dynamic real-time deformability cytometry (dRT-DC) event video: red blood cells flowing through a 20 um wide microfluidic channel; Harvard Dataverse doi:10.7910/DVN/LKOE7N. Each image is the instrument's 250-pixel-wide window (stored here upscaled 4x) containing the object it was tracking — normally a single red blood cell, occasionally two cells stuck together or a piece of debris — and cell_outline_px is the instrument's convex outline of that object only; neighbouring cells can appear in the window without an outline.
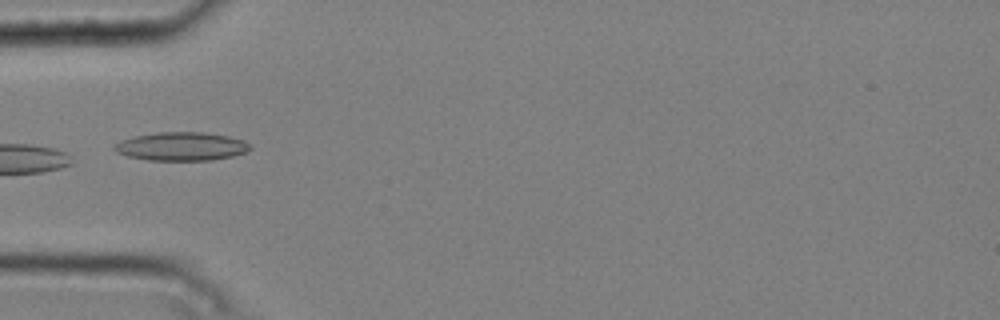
{"species": "common noctule bat (a hibernating species)", "species_latin": "Nyctalus noctula", "temperature_condition": "cold", "stored_images_in_passage": 7, "camera_frame_rate_fps": 3000, "um_per_image_px": 0.085, "animal": {"sex": "male", "body_mass_g": 20.4}, "frame": {"image": 1, "passage_image": 4, "time_ms": 1.0, "image_size_px": [1000, 320], "cell_outline_px": [[252, 148], [248, 152], [232, 156], [212, 160], [148, 160], [128, 156], [116, 152], [112, 148], [120, 140], [136, 136], [156, 132], [204, 132], [228, 136], [244, 140], [252, 144]], "centroid_in_image_um": [15.46, 12.44], "position_along_channel_um": 69.5, "area_um2": 22.66}}
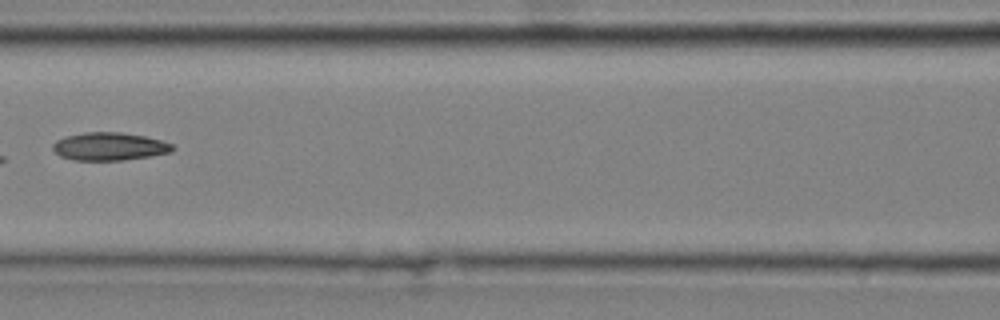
{"frame": {"image": 2, "passage_image": 6, "time_ms": 1.667, "image_size_px": [1000, 320], "cell_outline_px": [[176, 148], [172, 152], [152, 156], [124, 160], [72, 160], [60, 156], [52, 148], [52, 144], [56, 140], [64, 136], [84, 132], [120, 132], [144, 136], [160, 140], [172, 144]], "centroid_in_image_um": [9.3, 12.45], "position_along_channel_um": 157.3, "area_um2": 19.65}}
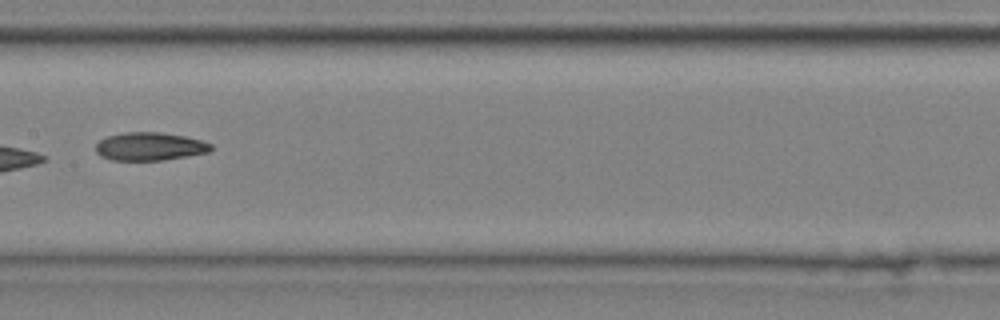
{"frame": {"image": 3, "passage_image": 7, "time_ms": 2.0, "image_size_px": [1000, 320], "cell_outline_px": [[212, 148], [208, 152], [188, 156], [164, 160], [112, 160], [100, 156], [96, 152], [96, 144], [100, 140], [108, 136], [124, 132], [160, 132], [184, 136], [200, 140], [212, 144]], "centroid_in_image_um": [12.72, 12.45], "position_along_channel_um": 194.7, "area_um2": 18.84}}